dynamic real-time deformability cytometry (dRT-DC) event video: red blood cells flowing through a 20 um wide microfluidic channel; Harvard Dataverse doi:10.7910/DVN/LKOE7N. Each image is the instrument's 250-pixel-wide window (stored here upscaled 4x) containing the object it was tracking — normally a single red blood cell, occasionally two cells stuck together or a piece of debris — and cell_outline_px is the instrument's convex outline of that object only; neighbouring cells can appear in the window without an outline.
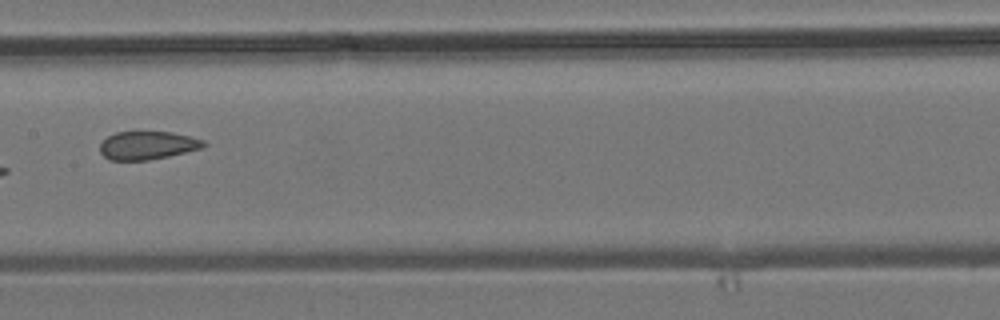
{"species": "common noctule bat (a hibernating species)", "species_latin": "Nyctalus noctula", "temperature_condition": "room temperature", "stored_images_in_passage": 10, "camera_frame_rate_fps": 3000, "um_per_image_px": 0.085, "animal": {"sex": "male", "body_mass_g": 19.2, "forearm_length_mm": 51.8}, "frame": {"image": 1, "passage_image": 7, "time_ms": 8.0, "image_size_px": [1000, 320], "cell_outline_px": [[208, 144], [204, 148], [168, 156], [148, 160], [108, 160], [100, 152], [100, 144], [108, 136], [116, 132], [172, 132], [192, 136], [204, 140]], "centroid_in_image_um": [12.58, 12.35], "position_along_channel_um": 194.8, "area_um2": 17.17}}
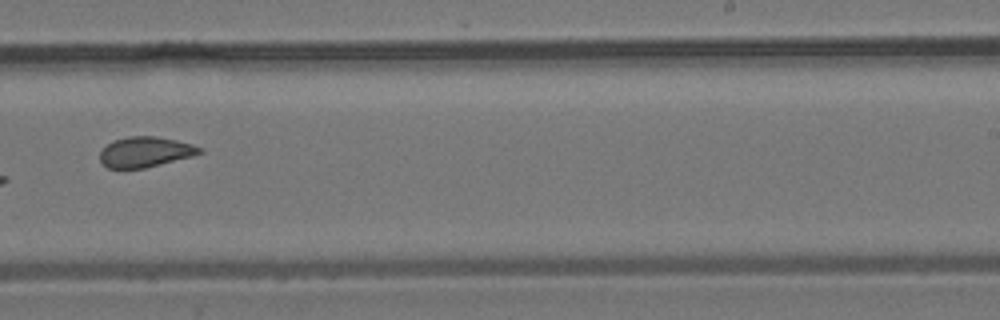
{"frame": {"image": 2, "passage_image": 9, "time_ms": 10.0, "image_size_px": [1000, 320], "cell_outline_px": [[204, 152], [192, 156], [144, 168], [108, 168], [100, 160], [100, 152], [112, 140], [128, 136], [156, 136], [176, 140], [192, 144], [204, 148]], "centroid_in_image_um": [12.37, 12.9], "position_along_channel_um": 276.6, "area_um2": 17.57}}
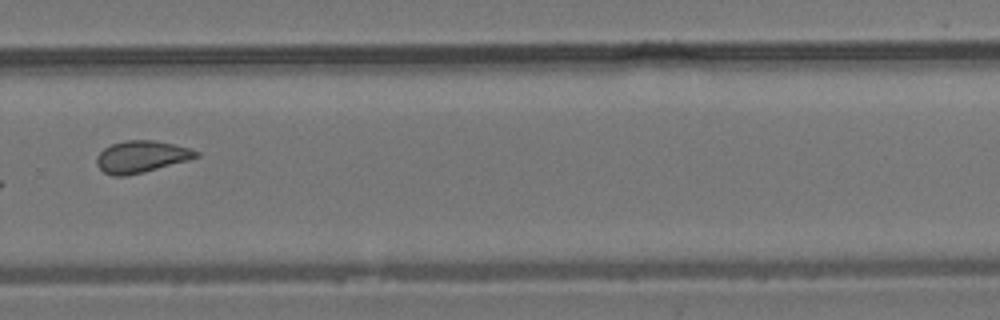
{"frame": {"image": 3, "passage_image": 10, "time_ms": 11.0, "image_size_px": [1000, 320], "cell_outline_px": [[200, 156], [188, 160], [144, 172], [124, 176], [112, 176], [104, 172], [96, 164], [96, 156], [104, 148], [112, 144], [124, 140], [156, 140], [188, 148], [200, 152]], "centroid_in_image_um": [11.99, 13.32], "position_along_channel_um": 317.8, "area_um2": 18.44}}